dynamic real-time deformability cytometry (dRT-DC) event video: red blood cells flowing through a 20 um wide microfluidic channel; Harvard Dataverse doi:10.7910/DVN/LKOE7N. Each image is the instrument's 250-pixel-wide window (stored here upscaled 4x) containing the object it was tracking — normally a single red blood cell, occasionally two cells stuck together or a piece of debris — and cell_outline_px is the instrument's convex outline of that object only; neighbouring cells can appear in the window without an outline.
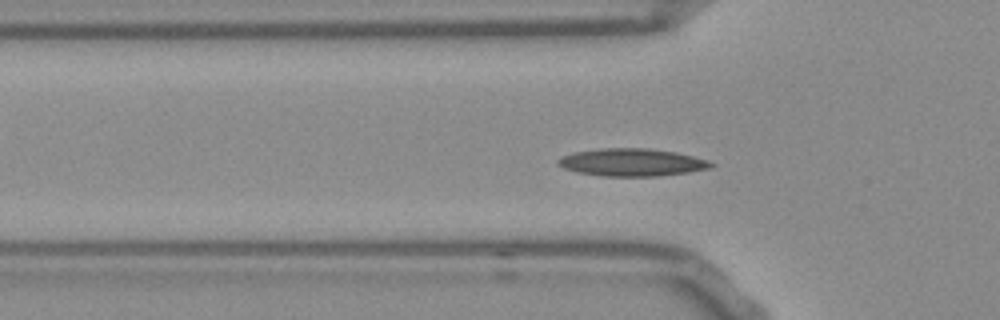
{"species": "Egyptian fruit bat (a non-hibernating species)", "species_latin": "Rousettus aegyptiacus", "temperature_condition": "room temperature", "stored_images_in_passage": 40, "camera_frame_rate_fps": 3000, "um_per_image_px": 0.085, "frame": {"image": 1, "passage_image": 2, "time_ms": 0.333, "image_size_px": [1000, 320], "cell_outline_px": [[716, 164], [712, 168], [688, 172], [656, 176], [600, 176], [576, 172], [564, 168], [556, 164], [556, 160], [572, 152], [600, 148], [648, 148], [676, 152], [708, 160]], "centroid_in_image_um": [53.7, 13.8], "position_along_channel_um": 72.1, "area_um2": 24.74}}
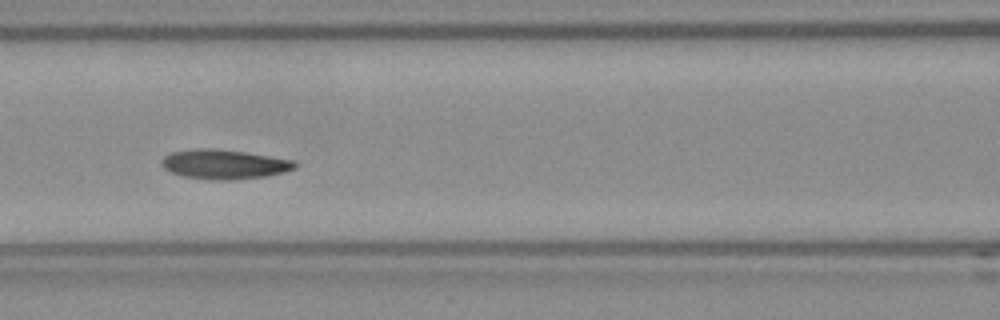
{"frame": {"image": 2, "passage_image": 8, "time_ms": 2.333, "image_size_px": [1000, 320], "cell_outline_px": [[300, 164], [296, 168], [284, 172], [268, 176], [232, 180], [212, 180], [184, 176], [172, 172], [164, 168], [160, 164], [160, 160], [164, 156], [172, 152], [196, 148], [208, 148], [244, 152], [296, 160]], "centroid_in_image_um": [19.1, 13.96], "position_along_channel_um": 147.5, "area_um2": 23.06}}
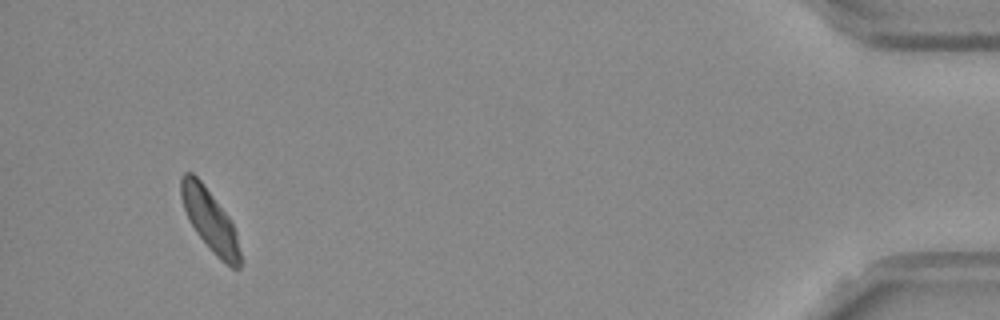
{"frame": {"image": 3, "passage_image": 36, "time_ms": 11.667, "image_size_px": [1000, 320], "cell_outline_px": [[244, 260], [240, 268], [232, 268], [220, 260], [212, 252], [196, 232], [188, 220], [180, 196], [180, 176], [184, 172], [192, 172], [200, 180], [232, 220], [236, 232]], "centroid_in_image_um": [17.88, 18.76], "position_along_channel_um": 417.3, "area_um2": 21.73}, "authors_computed_cell_mechanics": {"area_um2": 21.9062, "velocity_mm_per_s": 3.7192, "shape_relaxation_time_tau1_ms": 8.7172, "shape_relaxation_time_tau2_ms": 10.8242, "deformation_change_tau1": 0.1727, "deformation_change_tau2": 0.1427}}